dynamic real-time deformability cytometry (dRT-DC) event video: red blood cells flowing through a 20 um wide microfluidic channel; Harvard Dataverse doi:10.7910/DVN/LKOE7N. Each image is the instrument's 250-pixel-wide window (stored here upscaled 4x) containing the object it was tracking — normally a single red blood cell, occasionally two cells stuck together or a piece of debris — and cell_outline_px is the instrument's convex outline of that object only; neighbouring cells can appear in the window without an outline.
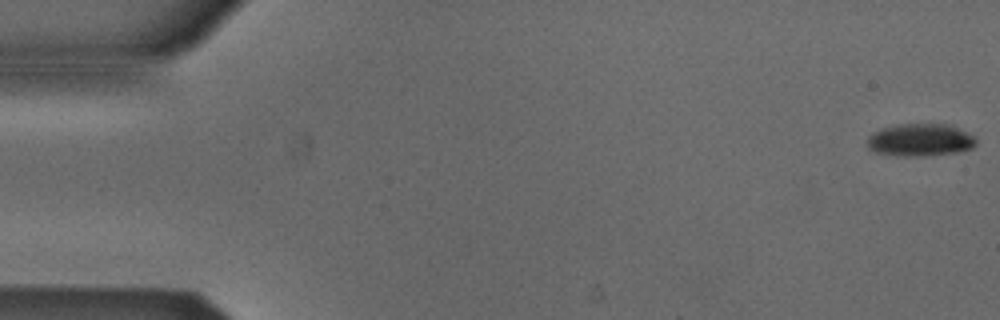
{"species": "Egyptian fruit bat (a non-hibernating species)", "species_latin": "Rousettus aegyptiacus", "temperature_condition": "cold", "stored_images_in_passage": 53, "camera_frame_rate_fps": 3000, "um_per_image_px": 0.085, "animal": {"sex": "male"}, "frame": {"image": 1, "passage_image": 1, "time_ms": 0.0, "image_size_px": [1000, 320], "cell_outline_px": [[976, 144], [972, 148], [956, 152], [924, 156], [896, 156], [876, 152], [868, 148], [868, 136], [872, 132], [884, 128], [900, 124], [948, 124], [976, 136]], "centroid_in_image_um": [78.23, 11.9], "position_along_channel_um": 6.8, "area_um2": 20.63}}
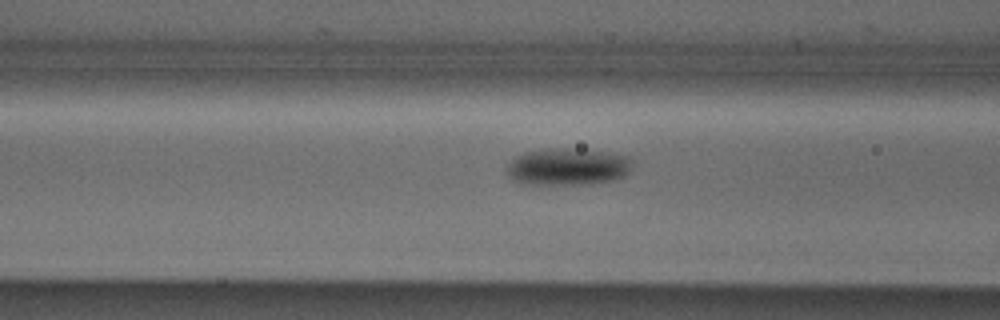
{"frame": {"image": 2, "passage_image": 21, "time_ms": 6.667, "image_size_px": [1000, 320], "cell_outline_px": [[632, 160], [628, 172], [624, 176], [612, 180], [572, 184], [524, 184], [512, 180], [504, 172], [504, 168], [516, 156], [524, 152], [544, 148], [568, 148], [604, 152], [628, 156]], "centroid_in_image_um": [48.16, 14.16], "position_along_channel_um": 118.4, "area_um2": 27.05}}
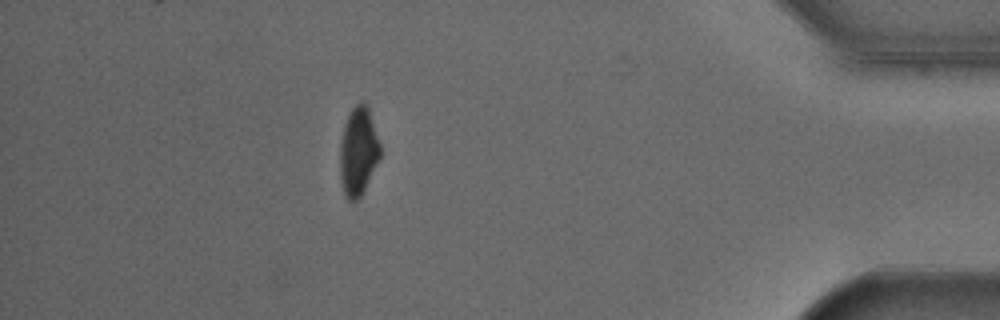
{"frame": {"image": 3, "passage_image": 47, "time_ms": 15.333, "image_size_px": [1000, 320], "cell_outline_px": [[380, 156], [360, 196], [356, 200], [348, 200], [344, 196], [340, 180], [340, 144], [344, 124], [352, 108], [360, 100], [364, 100], [368, 108], [380, 144]], "centroid_in_image_um": [30.43, 12.84], "position_along_channel_um": 404.8, "area_um2": 20.46}, "authors_computed_cell_mechanics": {"area_um2": 23.3512, "velocity_mm_per_s": 3.8819, "shape_relaxation_time_tau1_ms": 2.1233, "shape_relaxation_time_tau2_ms": null, "deformation_change_tau1": 0.0834, "deformation_change_tau2": null}}